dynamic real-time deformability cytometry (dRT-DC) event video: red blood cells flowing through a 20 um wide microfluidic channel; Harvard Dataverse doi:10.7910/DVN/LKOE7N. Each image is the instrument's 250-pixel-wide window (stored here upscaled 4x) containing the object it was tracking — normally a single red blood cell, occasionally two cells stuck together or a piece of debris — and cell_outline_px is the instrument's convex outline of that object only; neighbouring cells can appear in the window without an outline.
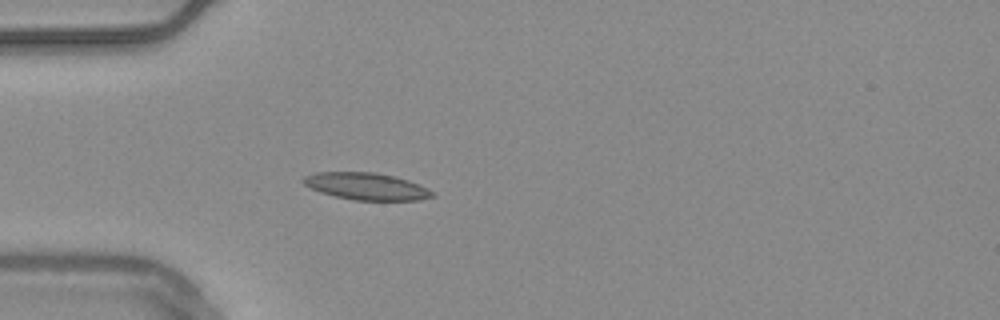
{"species": "common noctule bat (a hibernating species)", "species_latin": "Nyctalus noctula", "temperature_condition": "warm", "stored_images_in_passage": 40, "camera_frame_rate_fps": 3000, "um_per_image_px": 0.085, "animal": {"sex": "male", "body_mass_g": 20.4}, "frame": {"image": 1, "passage_image": 1, "time_ms": 0.0, "image_size_px": [1000, 320], "cell_outline_px": [[436, 196], [420, 200], [352, 200], [320, 192], [304, 184], [300, 180], [304, 176], [316, 172], [376, 172], [408, 180], [420, 184], [436, 192]], "centroid_in_image_um": [31.18, 15.84], "position_along_channel_um": 53.8, "area_um2": 20.46}}
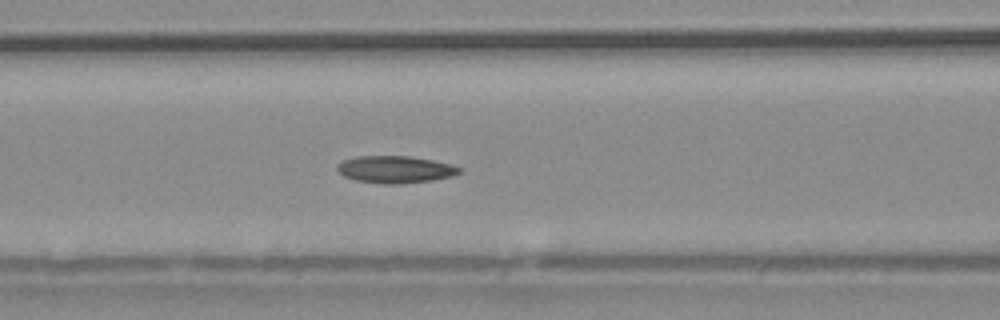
{"frame": {"image": 2, "passage_image": 8, "time_ms": 2.333, "image_size_px": [1000, 320], "cell_outline_px": [[460, 172], [452, 176], [432, 180], [400, 184], [384, 184], [356, 180], [344, 176], [336, 172], [336, 164], [344, 160], [356, 156], [408, 156], [432, 160], [452, 164], [460, 168]], "centroid_in_image_um": [33.55, 14.4], "position_along_channel_um": 133.1, "area_um2": 19.36}}
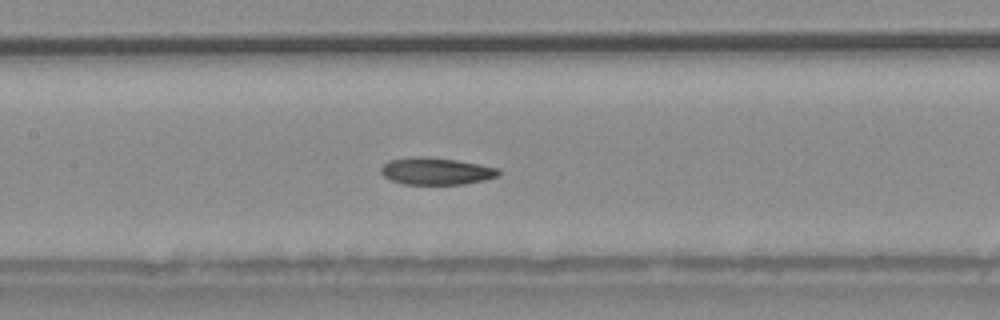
{"frame": {"image": 3, "passage_image": 11, "time_ms": 3.333, "image_size_px": [1000, 320], "cell_outline_px": [[504, 172], [500, 176], [484, 180], [464, 184], [404, 184], [392, 180], [384, 176], [380, 172], [380, 168], [388, 160], [412, 156], [428, 156], [456, 160], [480, 164], [500, 168]], "centroid_in_image_um": [37.12, 14.53], "position_along_channel_um": 170.3, "area_um2": 18.9}, "authors_computed_cell_mechanics": {"area_um2": 18.8428, "velocity_mm_per_s": 3.7215, "shape_relaxation_time_tau1_ms": 3.8305, "shape_relaxation_time_tau2_ms": 2.6706, "deformation_change_tau1": 0.1206, "deformation_change_tau2": 0.0794}}